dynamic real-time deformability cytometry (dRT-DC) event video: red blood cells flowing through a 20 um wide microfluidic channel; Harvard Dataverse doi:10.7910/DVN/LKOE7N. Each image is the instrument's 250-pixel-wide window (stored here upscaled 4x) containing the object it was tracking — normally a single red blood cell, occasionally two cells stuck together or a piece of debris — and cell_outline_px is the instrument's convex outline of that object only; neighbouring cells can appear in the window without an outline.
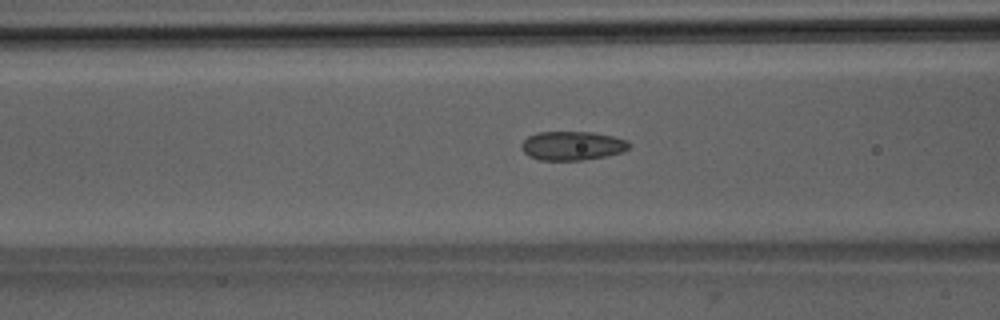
{"species": "Egyptian fruit bat (a non-hibernating species)", "species_latin": "Rousettus aegyptiacus", "temperature_condition": "room temperature", "stored_images_in_passage": 52, "camera_frame_rate_fps": 3000, "um_per_image_px": 0.085, "animal": {"sex": "male"}, "frame": {"image": 1, "passage_image": 21, "time_ms": 6.667, "image_size_px": [1000, 320], "cell_outline_px": [[632, 144], [624, 152], [604, 156], [580, 160], [540, 160], [528, 156], [520, 148], [520, 144], [528, 136], [536, 132], [592, 132], [612, 136], [628, 140]], "centroid_in_image_um": [48.63, 12.38], "position_along_channel_um": 118.0, "area_um2": 18.26}}
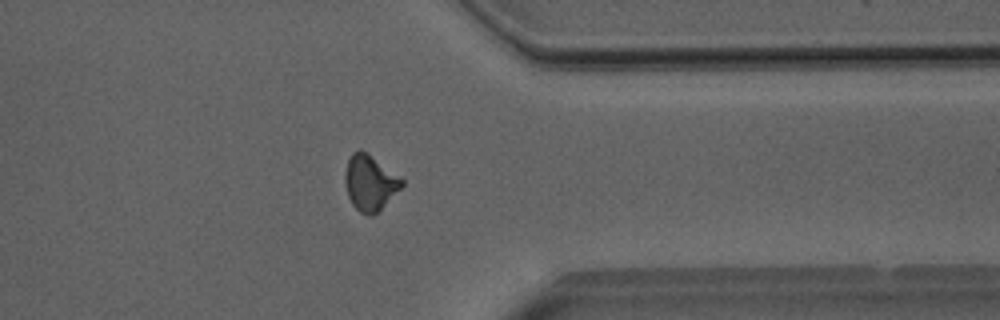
{"frame": {"image": 2, "passage_image": 41, "time_ms": 13.333, "image_size_px": [1000, 320], "cell_outline_px": [[404, 184], [372, 216], [360, 212], [352, 204], [348, 196], [344, 180], [344, 172], [348, 160], [352, 152], [360, 148], [404, 180]], "centroid_in_image_um": [31.4, 15.51], "position_along_channel_um": 380.0, "area_um2": 17.92}}
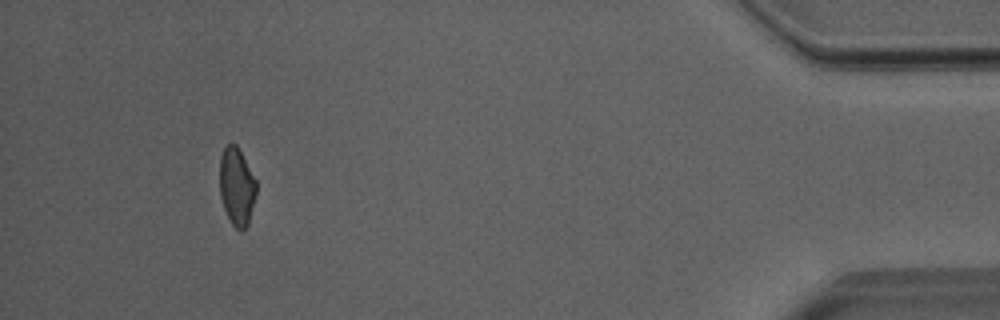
{"frame": {"image": 3, "passage_image": 48, "time_ms": 15.667, "image_size_px": [1000, 320], "cell_outline_px": [[256, 196], [248, 224], [240, 232], [232, 224], [224, 208], [220, 196], [220, 156], [224, 148], [228, 144], [236, 144], [256, 180]], "centroid_in_image_um": [20.12, 15.87], "position_along_channel_um": 415.1, "area_um2": 16.47}, "authors_computed_cell_mechanics": {"area_um2": 17.918, "velocity_mm_per_s": 4.0391, "shape_relaxation_time_tau1_ms": null, "shape_relaxation_time_tau2_ms": 2.1763, "deformation_change_tau1": null, "deformation_change_tau2": 0.0875}}